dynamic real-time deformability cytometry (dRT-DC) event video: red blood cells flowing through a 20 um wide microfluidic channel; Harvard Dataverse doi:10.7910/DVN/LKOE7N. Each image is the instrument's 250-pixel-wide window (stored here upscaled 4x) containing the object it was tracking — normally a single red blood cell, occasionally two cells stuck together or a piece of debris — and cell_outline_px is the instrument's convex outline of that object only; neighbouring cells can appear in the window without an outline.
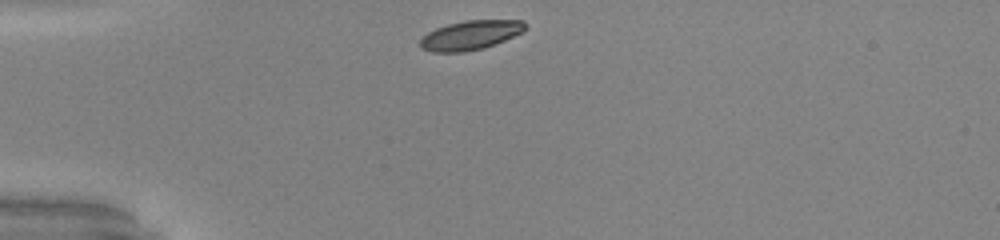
{"species": "common noctule bat (a hibernating species)", "species_latin": "Nyctalus noctula", "temperature_condition": "warm", "stored_images_in_passage": 30, "camera_frame_rate_fps": 3000, "um_per_image_px": 0.085, "animal": {"sex": "male", "body_mass_g": 20.0, "forearm_length_mm": 53.3}, "frame": {"image": 1, "passage_image": 1, "time_ms": 0.0, "image_size_px": [1000, 240], "cell_outline_px": [[528, 28], [524, 32], [484, 48], [464, 52], [432, 52], [420, 48], [420, 40], [428, 32], [436, 28], [448, 24], [464, 20], [524, 20]], "centroid_in_image_um": [40.02, 2.98], "position_along_channel_um": 45.0, "area_um2": 18.03}}
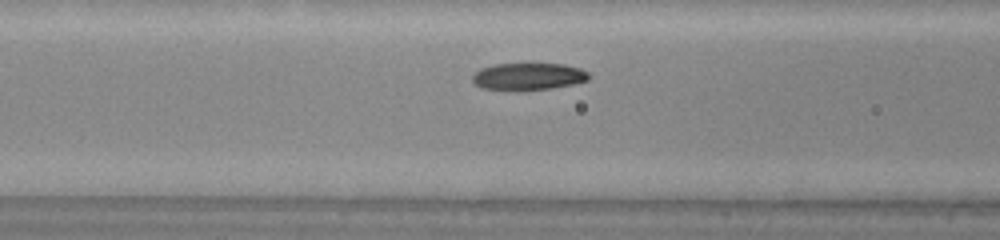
{"frame": {"image": 2, "passage_image": 9, "time_ms": 2.667, "image_size_px": [1000, 240], "cell_outline_px": [[592, 76], [588, 80], [572, 84], [552, 88], [520, 92], [512, 92], [480, 88], [472, 80], [472, 76], [480, 68], [496, 64], [564, 64], [580, 68], [588, 72]], "centroid_in_image_um": [44.89, 6.53], "position_along_channel_um": 121.7, "area_um2": 18.9}, "authors_computed_cell_mechanics": {"area_um2": 18.9006, "velocity_mm_per_s": 4.0115, "shape_relaxation_time_tau1_ms": 1.9446, "shape_relaxation_time_tau2_ms": 4.3384, "deformation_change_tau1": 0.127, "deformation_change_tau2": 0.1012}}